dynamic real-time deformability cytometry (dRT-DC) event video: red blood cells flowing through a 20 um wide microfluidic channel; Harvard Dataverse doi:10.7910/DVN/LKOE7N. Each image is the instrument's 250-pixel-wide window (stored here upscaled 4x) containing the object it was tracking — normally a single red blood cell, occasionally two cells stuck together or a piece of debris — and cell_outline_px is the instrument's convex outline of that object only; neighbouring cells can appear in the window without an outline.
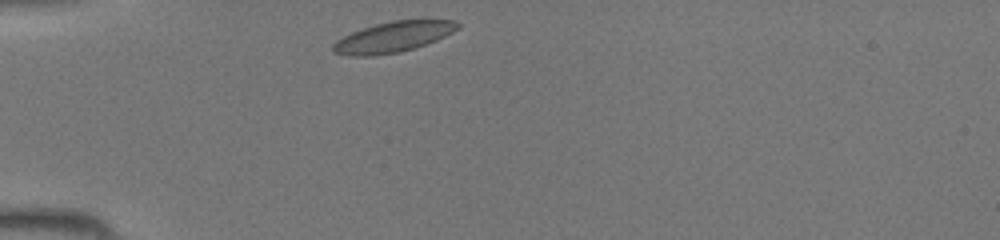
{"species": "common noctule bat (a hibernating species)", "species_latin": "Nyctalus noctula", "temperature_condition": "room temperature", "stored_images_in_passage": 33, "camera_frame_rate_fps": 3000, "um_per_image_px": 0.085, "animal": {"sex": "female", "body_mass_g": 19.5, "forearm_length_mm": 54.1}, "frame": {"image": 1, "passage_image": 1, "time_ms": 0.0, "image_size_px": [1000, 240], "cell_outline_px": [[460, 28], [436, 40], [400, 52], [372, 56], [348, 56], [332, 52], [332, 44], [336, 40], [352, 32], [376, 24], [392, 20], [456, 20], [460, 24]], "centroid_in_image_um": [33.39, 3.14], "position_along_channel_um": 51.6, "area_um2": 22.08}}
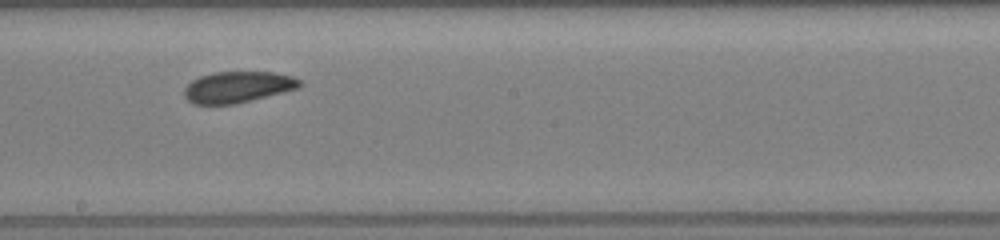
{"frame": {"image": 2, "passage_image": 14, "time_ms": 4.333, "image_size_px": [1000, 240], "cell_outline_px": [[304, 84], [296, 88], [236, 104], [192, 104], [184, 96], [184, 88], [192, 80], [200, 76], [212, 72], [272, 72], [292, 76], [300, 80]], "centroid_in_image_um": [20.17, 7.39], "position_along_channel_um": 228.0, "area_um2": 20.87}}
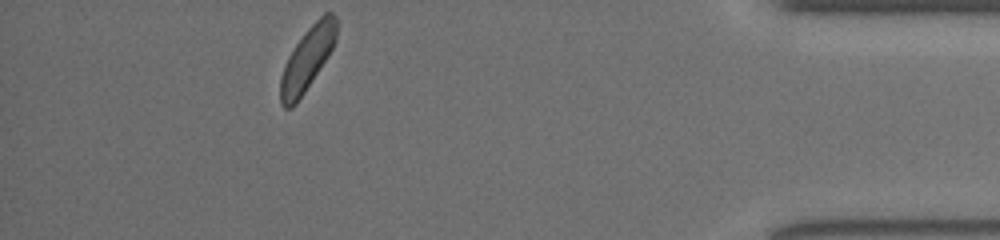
{"frame": {"image": 3, "passage_image": 29, "time_ms": 9.333, "image_size_px": [1000, 240], "cell_outline_px": [[336, 40], [328, 56], [296, 104], [292, 108], [284, 108], [280, 104], [280, 76], [284, 64], [288, 56], [304, 32], [324, 12], [332, 12], [336, 16]], "centroid_in_image_um": [26.1, 5.01], "position_along_channel_um": 409.1, "area_um2": 20.52}}